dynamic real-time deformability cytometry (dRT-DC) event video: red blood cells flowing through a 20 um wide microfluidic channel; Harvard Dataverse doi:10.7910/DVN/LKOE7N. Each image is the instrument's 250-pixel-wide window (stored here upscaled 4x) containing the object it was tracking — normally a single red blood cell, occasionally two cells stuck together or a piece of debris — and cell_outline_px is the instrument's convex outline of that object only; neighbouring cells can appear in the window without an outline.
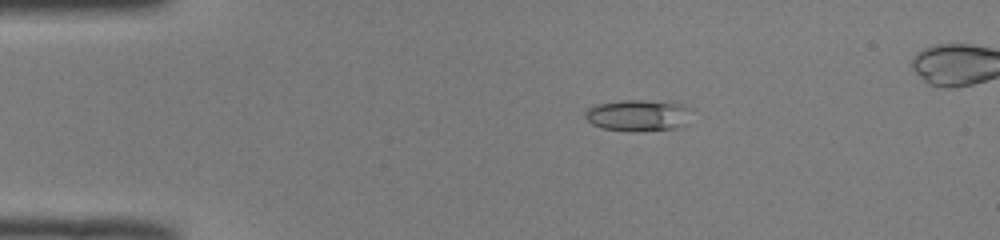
{"species": "common noctule bat (a hibernating species)", "species_latin": "Nyctalus noctula", "temperature_condition": "room temperature", "stored_images_in_passage": 46, "camera_frame_rate_fps": 3000, "um_per_image_px": 0.085, "animal": {"sex": "male", "body_mass_g": 19.0, "forearm_length_mm": 50.8}, "frame": {"image": 1, "passage_image": 6, "time_ms": 1.667, "image_size_px": [1000, 240], "cell_outline_px": [[692, 108], [688, 124], [680, 128], [636, 132], [632, 132], [600, 128], [592, 124], [584, 116], [584, 112], [588, 108], [596, 104], [620, 100], [644, 100], [684, 104]], "centroid_in_image_um": [54.28, 9.82], "position_along_channel_um": 30.7, "area_um2": 20.11}}
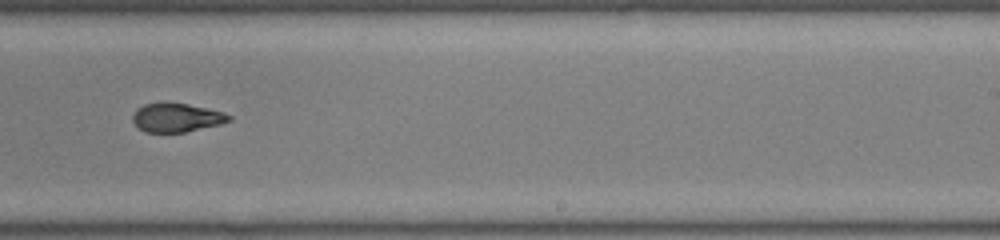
{"frame": {"image": 2, "passage_image": 28, "time_ms": 9.0, "image_size_px": [1000, 240], "cell_outline_px": [[232, 120], [220, 124], [184, 132], [144, 132], [136, 128], [132, 120], [132, 116], [136, 108], [144, 104], [160, 100], [168, 100], [188, 104], [224, 112], [232, 116]], "centroid_in_image_um": [14.94, 9.96], "position_along_channel_um": 274.1, "area_um2": 16.76}}
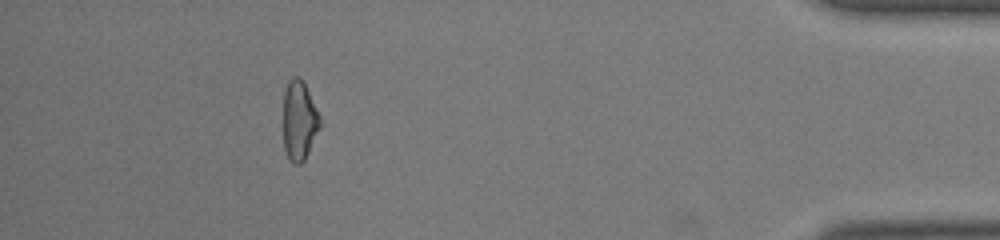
{"frame": {"image": 3, "passage_image": 42, "time_ms": 13.667, "image_size_px": [1000, 240], "cell_outline_px": [[320, 128], [304, 160], [300, 164], [292, 164], [284, 148], [284, 92], [288, 80], [292, 76], [296, 76], [304, 84], [320, 116]], "centroid_in_image_um": [25.43, 10.27], "position_along_channel_um": 409.8, "area_um2": 16.7}}